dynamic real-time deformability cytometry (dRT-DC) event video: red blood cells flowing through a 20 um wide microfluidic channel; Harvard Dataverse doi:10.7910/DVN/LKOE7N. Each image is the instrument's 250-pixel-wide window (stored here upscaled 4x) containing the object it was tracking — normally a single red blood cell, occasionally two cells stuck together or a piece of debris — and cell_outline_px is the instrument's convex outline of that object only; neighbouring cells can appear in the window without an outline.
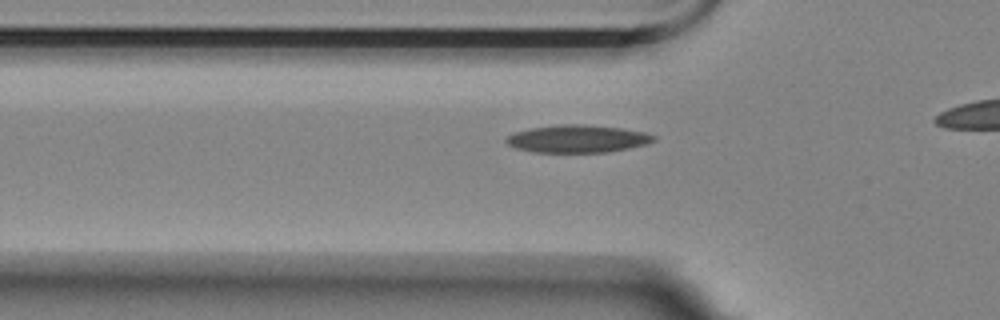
{"species": "Egyptian fruit bat (a non-hibernating species)", "species_latin": "Rousettus aegyptiacus", "temperature_condition": "room temperature", "stored_images_in_passage": 29, "camera_frame_rate_fps": 3000, "um_per_image_px": 0.085, "animal": {"sex": "female"}, "frame": {"image": 1, "passage_image": 2, "time_ms": 0.333, "image_size_px": [1000, 320], "cell_outline_px": [[656, 140], [644, 144], [628, 148], [608, 152], [536, 152], [516, 148], [508, 144], [504, 140], [508, 136], [516, 132], [532, 128], [560, 124], [584, 124], [620, 128], [644, 132], [656, 136]], "centroid_in_image_um": [49.09, 11.79], "position_along_channel_um": 76.7, "area_um2": 23.47}}
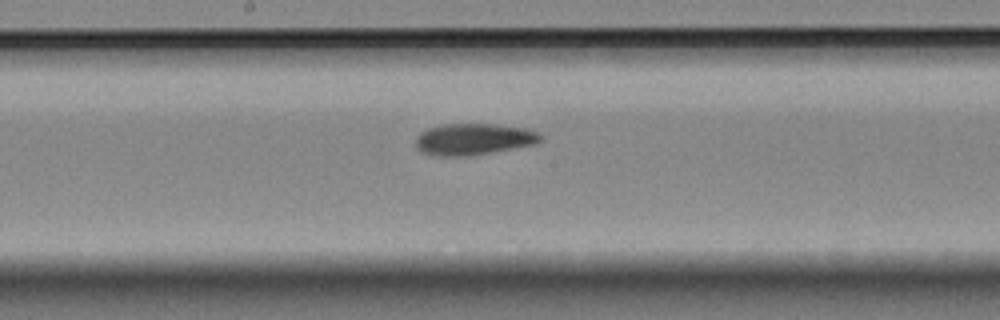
{"frame": {"image": 2, "passage_image": 13, "time_ms": 4.0, "image_size_px": [1000, 320], "cell_outline_px": [[544, 136], [536, 144], [492, 152], [468, 156], [440, 156], [424, 152], [416, 148], [416, 136], [420, 132], [428, 128], [440, 124], [496, 124], [528, 128], [540, 132]], "centroid_in_image_um": [40.29, 11.82], "position_along_channel_um": 207.9, "area_um2": 23.12}}
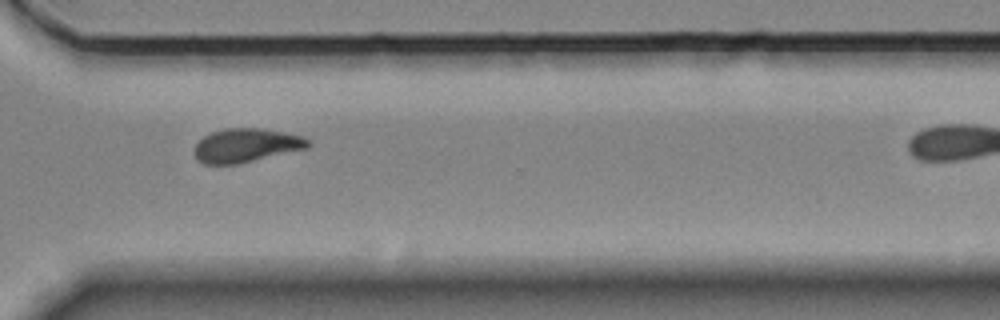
{"frame": {"image": 3, "passage_image": 25, "time_ms": 8.0, "image_size_px": [1000, 320], "cell_outline_px": [[312, 144], [308, 148], [236, 164], [204, 164], [196, 156], [196, 144], [204, 136], [212, 132], [224, 128], [260, 128], [284, 132], [304, 136], [312, 140]], "centroid_in_image_um": [21.0, 12.34], "position_along_channel_um": 349.6, "area_um2": 22.25}}